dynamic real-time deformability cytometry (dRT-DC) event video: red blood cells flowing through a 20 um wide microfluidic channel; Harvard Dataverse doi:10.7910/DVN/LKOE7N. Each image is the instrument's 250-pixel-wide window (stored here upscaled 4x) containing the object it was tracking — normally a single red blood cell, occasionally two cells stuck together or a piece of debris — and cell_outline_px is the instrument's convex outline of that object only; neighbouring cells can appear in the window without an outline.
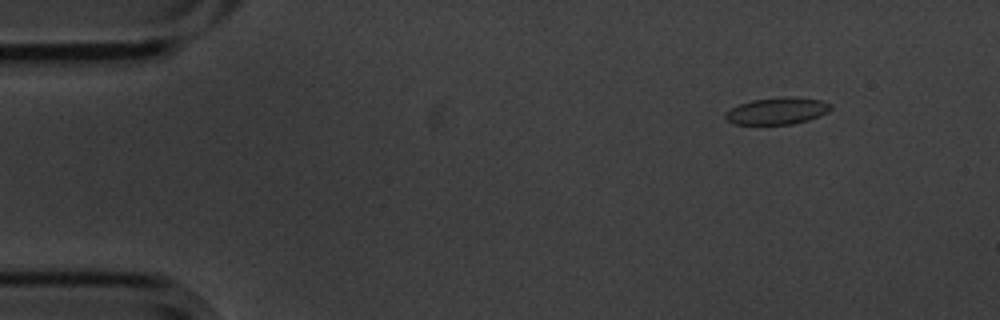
{"species": "common noctule bat (a hibernating species)", "species_latin": "Nyctalus noctula", "temperature_condition": "cold", "stored_images_in_passage": 5, "camera_frame_rate_fps": 3000, "um_per_image_px": 0.085, "animal": {"sex": "male", "body_mass_g": 20.1, "forearm_length_mm": 53.5}, "frame": {"image": 1, "passage_image": 2, "time_ms": 0.333, "image_size_px": [1000, 320], "cell_outline_px": [[832, 108], [828, 112], [820, 116], [808, 120], [792, 124], [732, 124], [724, 116], [724, 112], [740, 104], [752, 100], [784, 96], [792, 96], [820, 100], [832, 104]], "centroid_in_image_um": [66.08, 9.42], "position_along_channel_um": 18.9, "area_um2": 16.59}}
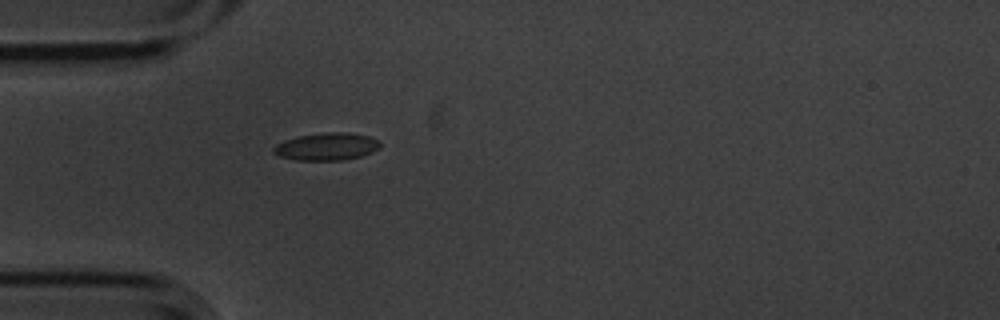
{"frame": {"image": 2, "passage_image": 5, "time_ms": 1.333, "image_size_px": [1000, 320], "cell_outline_px": [[380, 148], [372, 152], [360, 156], [344, 160], [296, 160], [280, 156], [272, 152], [272, 148], [276, 144], [284, 140], [296, 136], [324, 132], [348, 132], [368, 136], [380, 140]], "centroid_in_image_um": [27.76, 12.45], "position_along_channel_um": 57.2, "area_um2": 17.22}}